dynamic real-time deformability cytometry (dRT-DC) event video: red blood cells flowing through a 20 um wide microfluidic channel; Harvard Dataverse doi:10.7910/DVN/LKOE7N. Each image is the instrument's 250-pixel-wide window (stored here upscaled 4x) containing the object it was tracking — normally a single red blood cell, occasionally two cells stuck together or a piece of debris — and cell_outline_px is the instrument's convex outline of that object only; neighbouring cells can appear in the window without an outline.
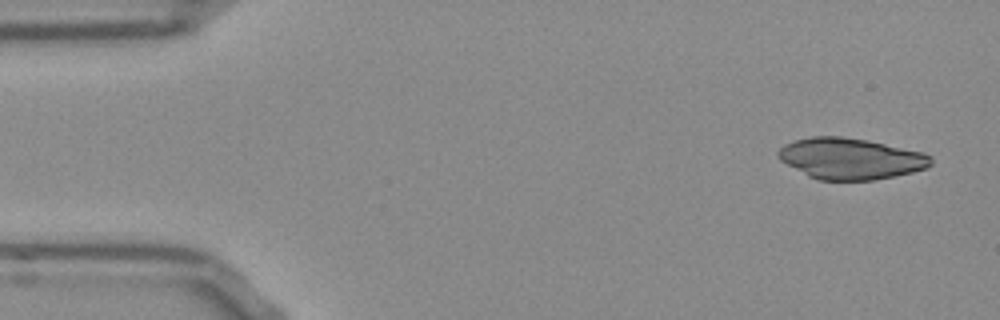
{"species": "Egyptian fruit bat (a non-hibernating species)", "species_latin": "Rousettus aegyptiacus", "temperature_condition": "room temperature", "stored_images_in_passage": 50, "camera_frame_rate_fps": 3000, "um_per_image_px": 0.085, "frame": {"image": 1, "passage_image": 1, "time_ms": 0.0, "image_size_px": [1000, 320], "cell_outline_px": [[932, 164], [928, 168], [912, 172], [872, 180], [816, 180], [808, 176], [780, 160], [776, 156], [776, 152], [784, 144], [796, 140], [812, 136], [840, 136], [864, 140], [924, 152], [932, 156]], "centroid_in_image_um": [72.28, 13.48], "position_along_channel_um": 12.7, "area_um2": 36.53}}